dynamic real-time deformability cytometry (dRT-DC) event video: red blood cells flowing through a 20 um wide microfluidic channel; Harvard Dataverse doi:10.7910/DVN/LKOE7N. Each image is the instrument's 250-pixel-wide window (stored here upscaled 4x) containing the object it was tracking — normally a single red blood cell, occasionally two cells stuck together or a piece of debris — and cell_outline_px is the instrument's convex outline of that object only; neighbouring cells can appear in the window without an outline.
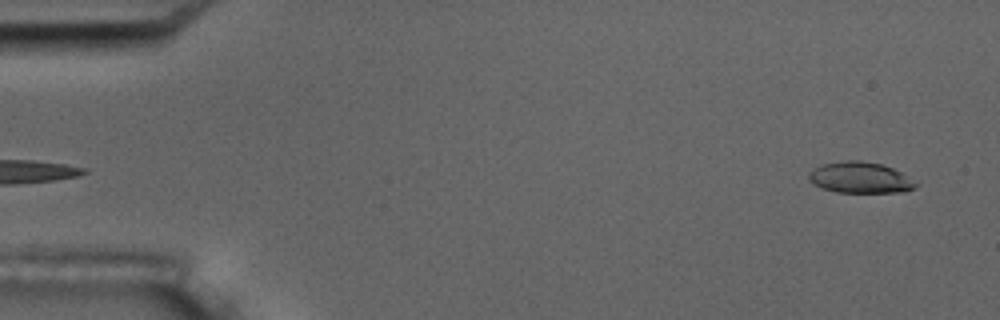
{"species": "common noctule bat (a hibernating species)", "species_latin": "Nyctalus noctula", "temperature_condition": "room temperature", "stored_images_in_passage": 4, "segment_of_instrument_passage": [2, 2], "camera_frame_rate_fps": 3000, "um_per_image_px": 0.085, "animal": {"sex": "male", "body_mass_g": 17.5, "forearm_length_mm": 52.3}, "frame": {"image": 1, "passage_image": 4, "time_ms": 4.333, "image_size_px": [1000, 320], "cell_outline_px": [[920, 184], [916, 188], [904, 192], [836, 192], [824, 188], [808, 180], [808, 172], [824, 164], [848, 160], [860, 160], [880, 164], [892, 168], [900, 172]], "centroid_in_image_um": [73.15, 15.1], "position_along_channel_um": 11.8, "area_um2": 19.19}}